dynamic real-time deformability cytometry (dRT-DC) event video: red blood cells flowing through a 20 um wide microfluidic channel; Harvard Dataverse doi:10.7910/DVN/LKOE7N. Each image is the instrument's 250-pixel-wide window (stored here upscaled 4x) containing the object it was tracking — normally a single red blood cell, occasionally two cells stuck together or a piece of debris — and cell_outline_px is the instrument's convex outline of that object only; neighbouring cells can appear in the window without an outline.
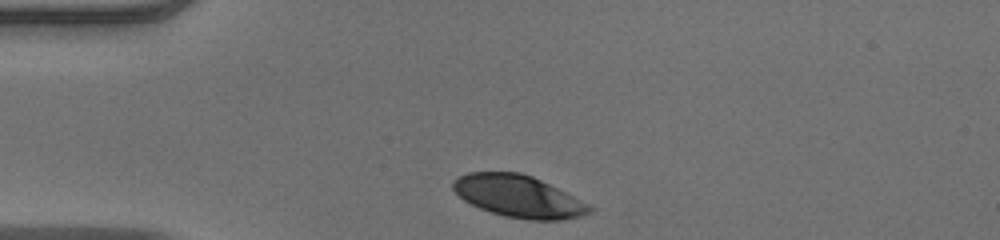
{"species": "human", "species_latin": "Homo sapiens", "temperature_condition": "warm", "stored_images_in_passage": 31, "camera_frame_rate_fps": 3000, "um_per_image_px": 0.085, "donor": {"sex": "male"}, "frame": {"image": 1, "passage_image": 1, "time_ms": 0.0, "image_size_px": [1000, 240], "cell_outline_px": [[596, 208], [592, 212], [580, 216], [560, 220], [528, 220], [504, 216], [480, 208], [464, 200], [452, 188], [452, 180], [468, 172], [520, 172], [532, 176]], "centroid_in_image_um": [44.06, 16.69], "position_along_channel_um": 40.9, "area_um2": 33.12}}
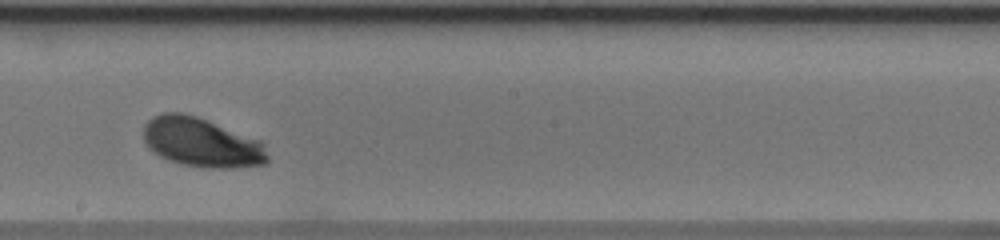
{"frame": {"image": 2, "passage_image": 18, "time_ms": 5.667, "image_size_px": [1000, 240], "cell_outline_px": [[268, 160], [264, 164], [232, 168], [208, 168], [184, 164], [168, 160], [152, 152], [148, 148], [144, 140], [144, 124], [152, 116], [164, 112], [180, 112], [196, 116], [260, 140], [264, 144], [268, 156]], "centroid_in_image_um": [17.11, 12.1], "position_along_channel_um": 231.1, "area_um2": 35.66}}
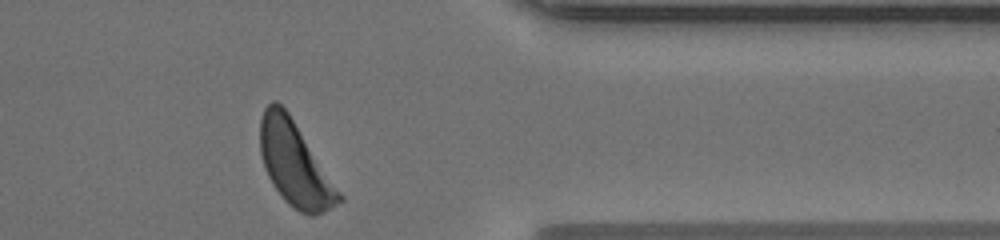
{"frame": {"image": 3, "passage_image": 31, "time_ms": 10.0, "image_size_px": [1000, 240], "cell_outline_px": [[344, 200], [332, 208], [316, 216], [312, 216], [300, 212], [288, 204], [272, 184], [264, 168], [260, 152], [260, 120], [264, 108], [272, 100], [276, 100], [288, 112], [344, 196]], "centroid_in_image_um": [25.07, 13.96], "position_along_channel_um": 386.3, "area_um2": 38.55}, "authors_computed_cell_mechanics": {"area_um2": 34.9112, "velocity_mm_per_s": 3.91, "shape_relaxation_time_tau1_ms": 1.8831, "shape_relaxation_time_tau2_ms": null, "deformation_change_tau1": 0.1551, "deformation_change_tau2": null}}